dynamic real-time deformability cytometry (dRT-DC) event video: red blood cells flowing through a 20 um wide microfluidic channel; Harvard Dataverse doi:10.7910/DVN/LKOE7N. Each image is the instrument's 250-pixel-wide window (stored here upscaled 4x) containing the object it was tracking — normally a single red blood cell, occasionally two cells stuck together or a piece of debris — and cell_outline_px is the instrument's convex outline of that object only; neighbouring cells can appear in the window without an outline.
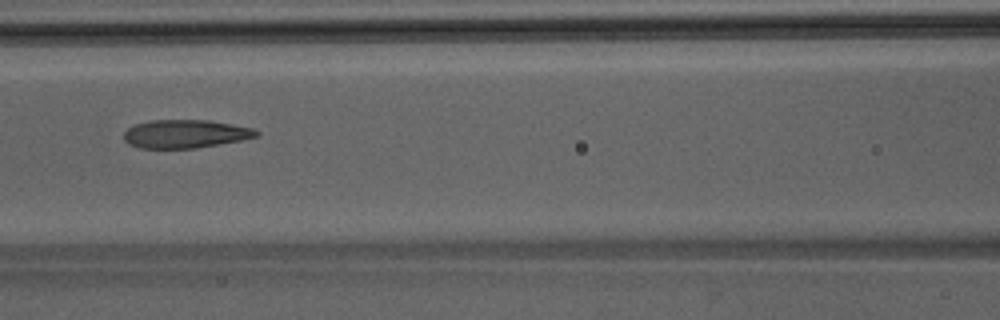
{"species": "Egyptian fruit bat (a non-hibernating species)", "species_latin": "Rousettus aegyptiacus", "temperature_condition": "room temperature", "stored_images_in_passage": 39, "camera_frame_rate_fps": 3000, "um_per_image_px": 0.085, "animal": {"sex": "male"}, "frame": {"image": 1, "passage_image": 12, "time_ms": 3.667, "image_size_px": [1000, 320], "cell_outline_px": [[260, 136], [244, 140], [196, 148], [140, 148], [128, 144], [124, 140], [124, 132], [128, 128], [136, 124], [152, 120], [208, 120], [232, 124], [252, 128], [260, 132]], "centroid_in_image_um": [15.78, 11.38], "position_along_channel_um": 150.8, "area_um2": 21.96}}
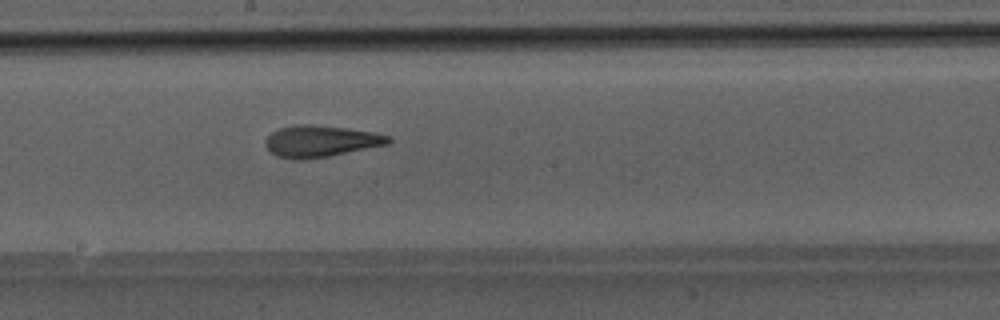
{"frame": {"image": 2, "passage_image": 17, "time_ms": 5.333, "image_size_px": [1000, 320], "cell_outline_px": [[392, 140], [388, 144], [328, 156], [304, 160], [292, 160], [276, 156], [264, 144], [264, 140], [272, 132], [280, 128], [296, 124], [312, 124], [376, 132], [392, 136]], "centroid_in_image_um": [27.25, 12.0], "position_along_channel_um": 220.9, "area_um2": 22.72}}
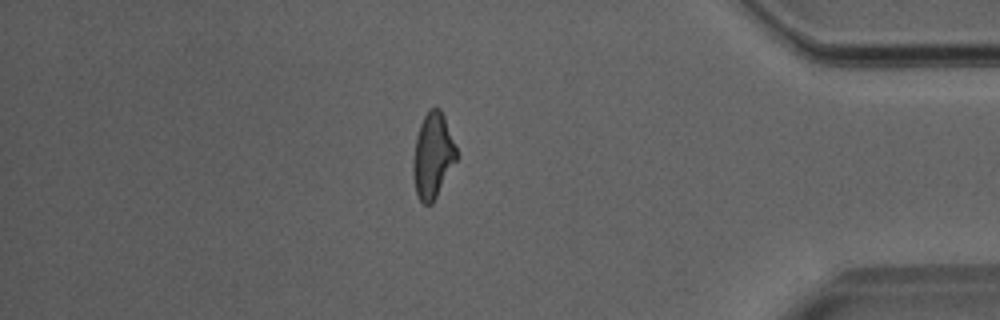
{"frame": {"image": 3, "passage_image": 32, "time_ms": 10.333, "image_size_px": [1000, 320], "cell_outline_px": [[460, 156], [432, 204], [424, 204], [420, 200], [416, 192], [412, 176], [412, 168], [416, 136], [420, 124], [428, 108], [440, 108], [444, 116]], "centroid_in_image_um": [36.8, 13.23], "position_along_channel_um": 398.4, "area_um2": 21.85}}